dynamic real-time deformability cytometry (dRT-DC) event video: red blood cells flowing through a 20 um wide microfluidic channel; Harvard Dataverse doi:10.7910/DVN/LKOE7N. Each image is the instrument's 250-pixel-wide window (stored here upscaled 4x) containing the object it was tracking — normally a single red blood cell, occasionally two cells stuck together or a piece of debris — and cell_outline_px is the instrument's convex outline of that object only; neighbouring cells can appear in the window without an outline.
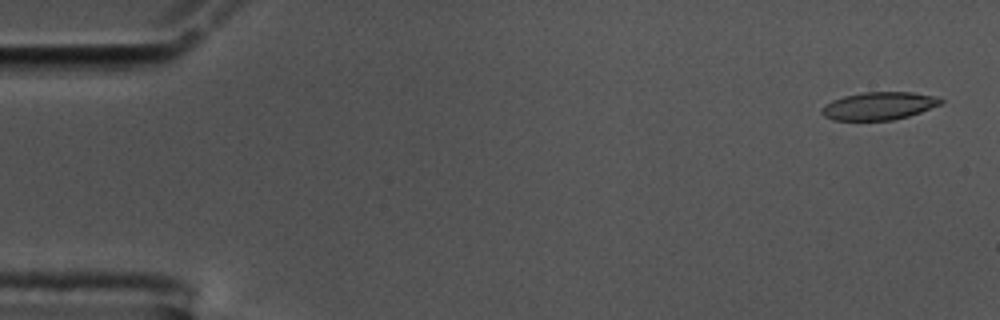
{"species": "common noctule bat (a hibernating species)", "species_latin": "Nyctalus noctula", "temperature_condition": "cold", "stored_images_in_passage": 56, "camera_frame_rate_fps": 3000, "um_per_image_px": 0.085, "animal": {"sex": "male", "body_mass_g": 17.5, "forearm_length_mm": 52.3}, "frame": {"image": 1, "passage_image": 2, "time_ms": 0.333, "image_size_px": [1000, 320], "cell_outline_px": [[944, 100], [940, 104], [920, 112], [908, 116], [892, 120], [832, 120], [824, 116], [820, 112], [820, 108], [832, 100], [844, 96], [864, 92], [912, 92], [932, 96]], "centroid_in_image_um": [74.65, 9.0], "position_along_channel_um": 10.4, "area_um2": 19.13}}
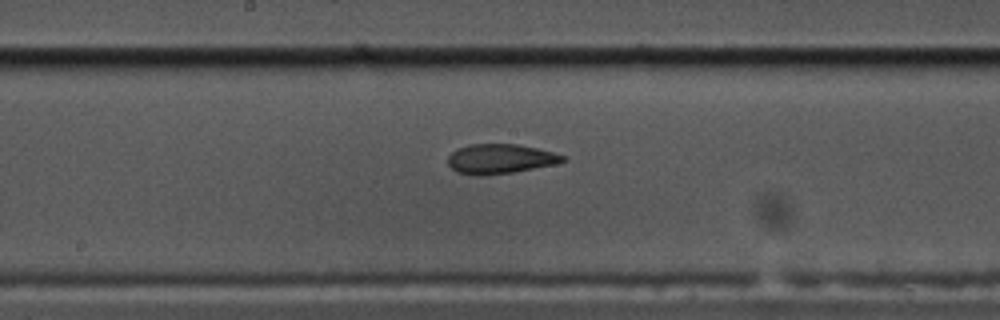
{"frame": {"image": 2, "passage_image": 29, "time_ms": 9.333, "image_size_px": [1000, 320], "cell_outline_px": [[568, 160], [556, 164], [512, 172], [484, 176], [472, 176], [456, 172], [448, 164], [448, 156], [452, 152], [468, 144], [516, 144], [536, 148], [552, 152], [564, 156]], "centroid_in_image_um": [42.49, 13.52], "position_along_channel_um": 205.7, "area_um2": 19.88}}
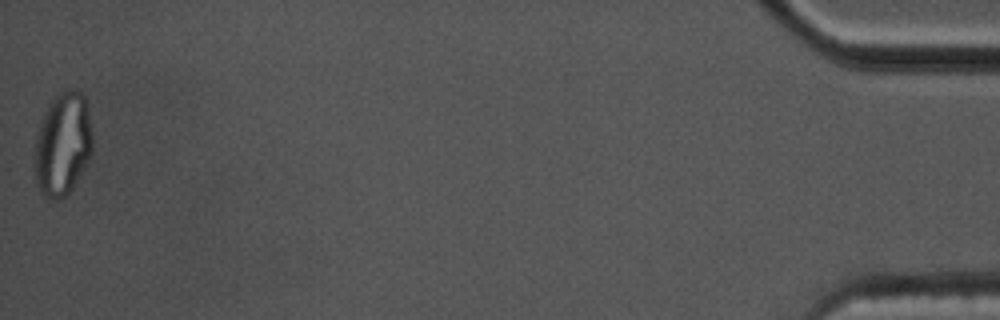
{"frame": {"image": 3, "passage_image": 56, "time_ms": 18.333, "image_size_px": [1000, 320], "cell_outline_px": [[92, 152], [80, 176], [68, 196], [60, 200], [52, 200], [44, 196], [40, 192], [36, 184], [36, 136], [44, 112], [52, 100], [60, 92], [68, 88], [72, 88], [80, 92], [84, 96], [92, 136]], "centroid_in_image_um": [5.33, 12.3], "position_along_channel_um": 429.9, "area_um2": 34.62}, "authors_computed_cell_mechanics": {"area_um2": 20.5479, "velocity_mm_per_s": 3.5565, "shape_relaxation_time_tau1_ms": null, "shape_relaxation_time_tau2_ms": 2.2947, "deformation_change_tau1": null, "deformation_change_tau2": 0.0854}}